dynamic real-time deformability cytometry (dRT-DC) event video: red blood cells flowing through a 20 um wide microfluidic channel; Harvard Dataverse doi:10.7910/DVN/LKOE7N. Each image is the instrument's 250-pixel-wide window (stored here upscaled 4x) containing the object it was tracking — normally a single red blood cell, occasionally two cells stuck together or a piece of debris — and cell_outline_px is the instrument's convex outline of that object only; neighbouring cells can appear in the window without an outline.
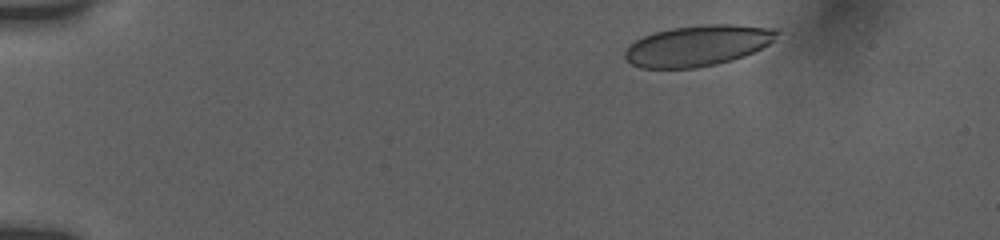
{"species": "human", "species_latin": "Homo sapiens", "temperature_condition": "room temperature", "stored_images_in_passage": 16, "camera_frame_rate_fps": 3000, "um_per_image_px": 0.085, "donor": {"sex": "female"}, "frame": {"image": 1, "passage_image": 1, "time_ms": 0.0, "image_size_px": [1000, 240], "cell_outline_px": [[780, 32], [776, 40], [744, 56], [732, 60], [716, 64], [696, 68], [640, 68], [632, 64], [624, 56], [624, 52], [636, 40], [644, 36], [656, 32], [672, 28], [704, 24], [736, 24], [776, 28]], "centroid_in_image_um": [59.35, 3.87], "position_along_channel_um": 25.6, "area_um2": 36.13}}
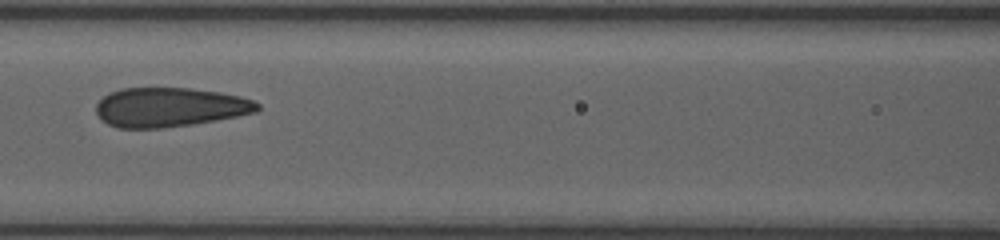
{"frame": {"image": 2, "passage_image": 10, "time_ms": 6.0, "image_size_px": [1000, 240], "cell_outline_px": [[260, 108], [256, 112], [216, 120], [192, 124], [164, 128], [116, 128], [100, 120], [96, 112], [96, 104], [108, 92], [120, 88], [192, 88], [220, 92], [240, 96], [252, 100], [260, 104]], "centroid_in_image_um": [14.39, 9.11], "position_along_channel_um": 152.2, "area_um2": 37.17}}
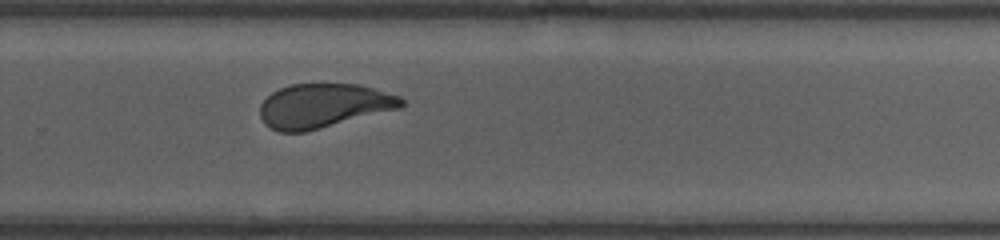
{"frame": {"image": 3, "passage_image": 16, "time_ms": 10.0, "image_size_px": [1000, 240], "cell_outline_px": [[404, 104], [400, 108], [304, 132], [280, 132], [264, 124], [260, 116], [260, 104], [272, 92], [280, 88], [292, 84], [356, 84], [372, 88], [400, 96], [404, 100]], "centroid_in_image_um": [27.47, 8.99], "position_along_channel_um": 302.3, "area_um2": 36.07}}